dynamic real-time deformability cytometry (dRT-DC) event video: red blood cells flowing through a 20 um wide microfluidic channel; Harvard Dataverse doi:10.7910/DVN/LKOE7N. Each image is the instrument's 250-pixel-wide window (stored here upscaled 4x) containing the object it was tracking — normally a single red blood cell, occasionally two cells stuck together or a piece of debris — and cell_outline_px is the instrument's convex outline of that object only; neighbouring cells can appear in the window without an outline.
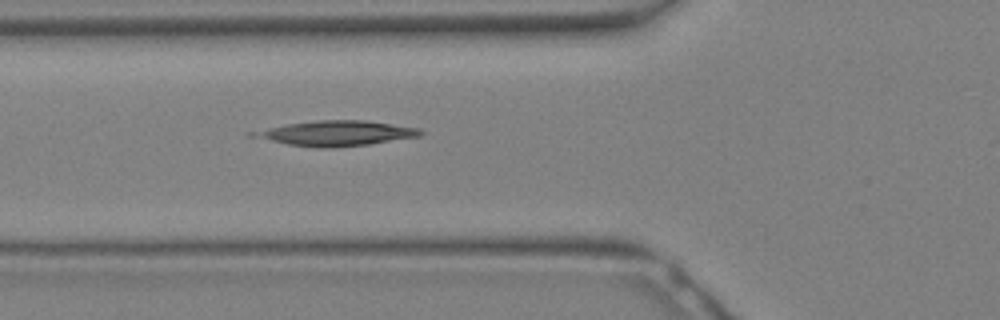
{"species": "Egyptian fruit bat (a non-hibernating species)", "species_latin": "Rousettus aegyptiacus", "temperature_condition": "warm", "stored_images_in_passage": 6, "camera_frame_rate_fps": 3000, "um_per_image_px": 0.085, "animal": {"sex": "female"}, "frame": {"image": 1, "passage_image": 4, "time_ms": 1.0, "image_size_px": [1000, 320], "cell_outline_px": [[424, 132], [420, 136], [368, 144], [328, 148], [320, 148], [288, 144], [248, 136], [248, 132], [288, 124], [316, 120], [364, 120], [420, 128]], "centroid_in_image_um": [28.56, 11.32], "position_along_channel_um": 97.2, "area_um2": 24.22}}
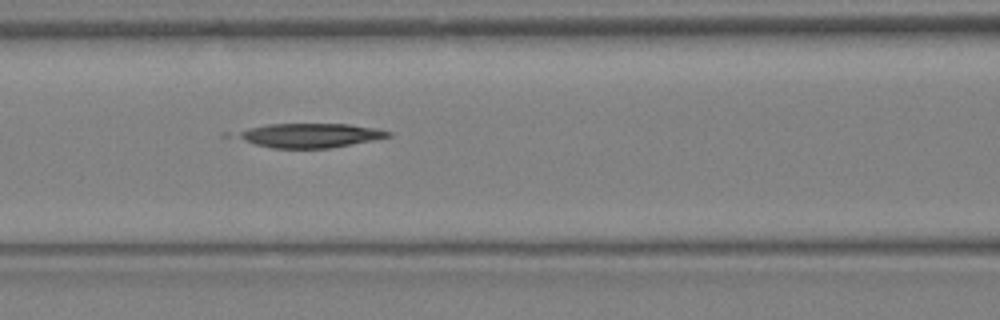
{"frame": {"image": 2, "passage_image": 6, "time_ms": 1.667, "image_size_px": [1000, 320], "cell_outline_px": [[392, 136], [372, 140], [328, 148], [272, 148], [256, 144], [244, 140], [236, 136], [240, 132], [248, 128], [268, 124], [348, 124], [376, 128], [392, 132]], "centroid_in_image_um": [26.4, 11.5], "position_along_channel_um": 140.2, "area_um2": 20.98}}